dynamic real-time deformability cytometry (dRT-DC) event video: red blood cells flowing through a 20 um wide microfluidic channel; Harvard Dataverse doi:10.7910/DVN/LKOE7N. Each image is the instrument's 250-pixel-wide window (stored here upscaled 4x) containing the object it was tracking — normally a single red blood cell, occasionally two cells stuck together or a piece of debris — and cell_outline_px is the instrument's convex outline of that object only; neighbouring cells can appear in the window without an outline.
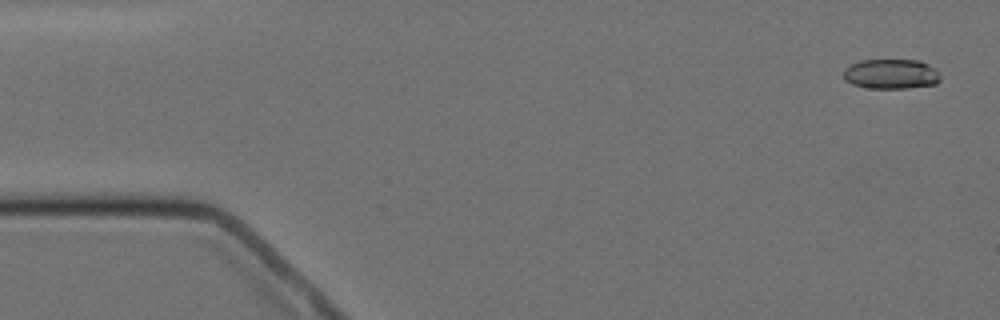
{"species": "Egyptian fruit bat (a non-hibernating species)", "species_latin": "Rousettus aegyptiacus", "temperature_condition": "cold", "stored_images_in_passage": 4, "camera_frame_rate_fps": 3000, "um_per_image_px": 0.085, "animal": {"sex": "female"}, "frame": {"image": 1, "passage_image": 1, "time_ms": 0.0, "image_size_px": [1000, 320], "cell_outline_px": [[940, 80], [936, 84], [904, 88], [868, 88], [852, 84], [844, 80], [844, 68], [860, 60], [920, 60], [936, 68], [940, 76]], "centroid_in_image_um": [75.75, 6.28], "position_along_channel_um": 9.3, "area_um2": 16.94}}
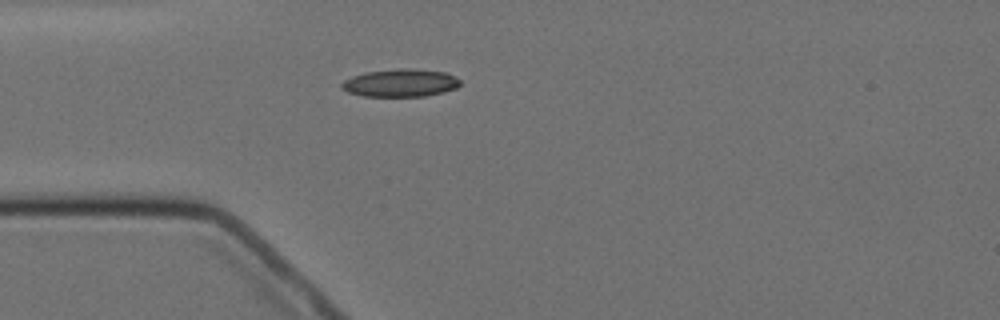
{"frame": {"image": 2, "passage_image": 4, "time_ms": 4.333, "image_size_px": [1000, 320], "cell_outline_px": [[460, 84], [456, 88], [444, 92], [424, 96], [364, 96], [348, 92], [340, 88], [340, 84], [344, 80], [352, 76], [368, 72], [400, 68], [412, 68], [448, 72], [456, 76], [460, 80]], "centroid_in_image_um": [34.06, 7.04], "position_along_channel_um": 50.9, "area_um2": 19.31}}